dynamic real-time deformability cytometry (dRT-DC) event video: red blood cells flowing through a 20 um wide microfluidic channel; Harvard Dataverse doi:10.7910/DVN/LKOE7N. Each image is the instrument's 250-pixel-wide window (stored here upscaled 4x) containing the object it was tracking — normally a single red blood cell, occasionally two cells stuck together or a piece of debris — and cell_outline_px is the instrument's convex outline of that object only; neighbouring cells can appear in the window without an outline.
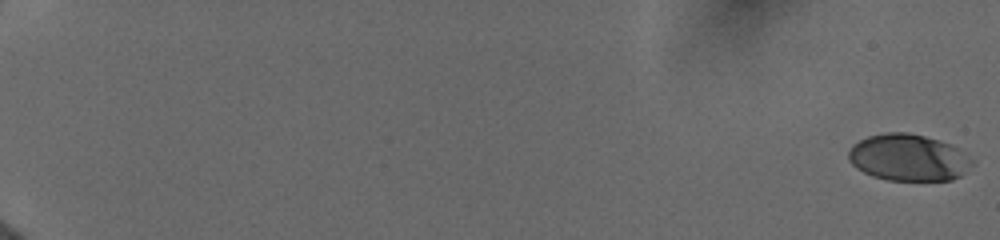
{"species": "human", "species_latin": "Homo sapiens", "temperature_condition": "cold", "stored_images_in_passage": 25, "camera_frame_rate_fps": 3000, "um_per_image_px": 0.085, "donor": {"sex": "female"}, "frame": {"image": 1, "passage_image": 1, "time_ms": 0.0, "image_size_px": [1000, 240], "cell_outline_px": [[972, 164], [960, 176], [952, 180], [888, 180], [872, 176], [856, 168], [848, 160], [848, 152], [852, 144], [868, 136], [888, 132], [908, 132], [924, 136], [948, 144], [956, 148], [972, 160]], "centroid_in_image_um": [77.15, 13.4], "position_along_channel_um": 7.9, "area_um2": 33.29}}
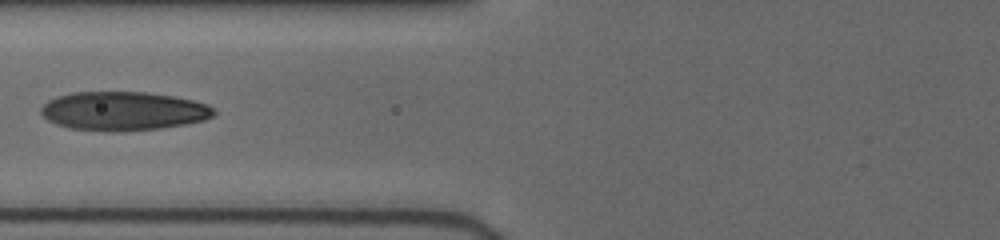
{"frame": {"image": 2, "passage_image": 18, "time_ms": 8.667, "image_size_px": [1000, 240], "cell_outline_px": [[216, 112], [212, 116], [204, 120], [184, 124], [160, 128], [120, 132], [108, 132], [68, 128], [56, 124], [48, 120], [40, 112], [40, 108], [48, 100], [56, 96], [72, 92], [148, 92], [172, 96], [192, 100], [208, 104]], "centroid_in_image_um": [10.44, 9.44], "position_along_channel_um": 115.4, "area_um2": 39.3}}
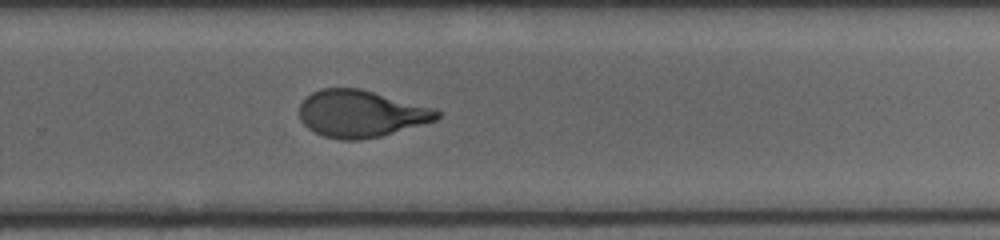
{"frame": {"image": 3, "passage_image": 25, "time_ms": 13.333, "image_size_px": [1000, 240], "cell_outline_px": [[440, 116], [436, 120], [380, 136], [356, 140], [340, 140], [324, 136], [308, 128], [300, 120], [300, 104], [312, 92], [320, 88], [360, 88], [436, 108], [440, 112]], "centroid_in_image_um": [30.68, 9.65], "position_along_channel_um": 299.1, "area_um2": 37.57}}